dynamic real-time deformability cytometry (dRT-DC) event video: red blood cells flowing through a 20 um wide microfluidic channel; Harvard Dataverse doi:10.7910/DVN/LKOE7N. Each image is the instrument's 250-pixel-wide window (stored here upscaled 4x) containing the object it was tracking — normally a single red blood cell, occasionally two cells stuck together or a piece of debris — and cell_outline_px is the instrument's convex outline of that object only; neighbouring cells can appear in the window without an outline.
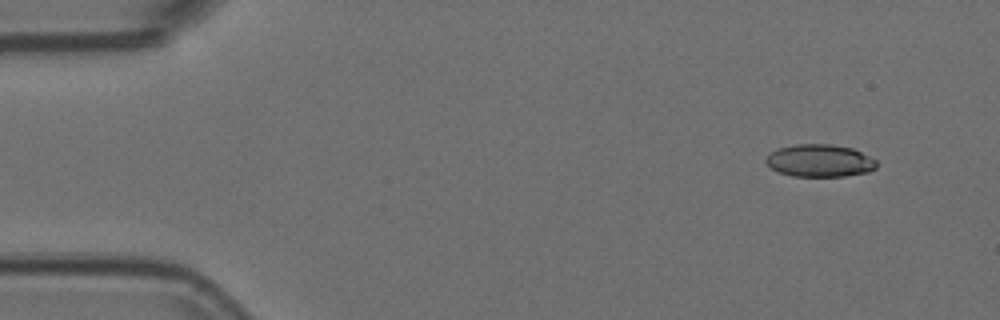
{"species": "Egyptian fruit bat (a non-hibernating species)", "species_latin": "Rousettus aegyptiacus", "temperature_condition": "room temperature", "stored_images_in_passage": 52, "camera_frame_rate_fps": 3000, "um_per_image_px": 0.085, "animal": {"sex": "female"}, "frame": {"image": 1, "passage_image": 1, "time_ms": 0.0, "image_size_px": [1000, 320], "cell_outline_px": [[876, 168], [868, 172], [844, 176], [792, 176], [780, 172], [772, 168], [764, 160], [768, 152], [776, 148], [796, 144], [832, 144], [852, 148], [876, 160]], "centroid_in_image_um": [69.64, 13.64], "position_along_channel_um": 15.4, "area_um2": 20.98}}
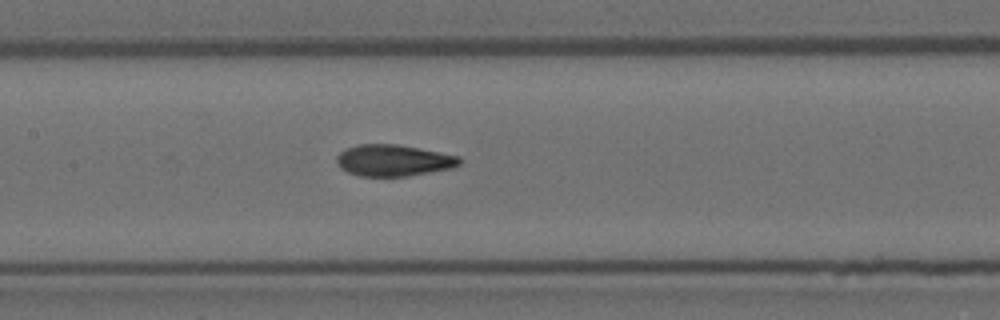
{"frame": {"image": 2, "passage_image": 22, "time_ms": 7.0, "image_size_px": [1000, 320], "cell_outline_px": [[460, 164], [452, 168], [408, 176], [360, 176], [348, 172], [340, 168], [336, 164], [336, 156], [340, 152], [348, 148], [360, 144], [396, 144], [440, 152], [460, 156]], "centroid_in_image_um": [33.43, 13.64], "position_along_channel_um": 174.0, "area_um2": 22.48}}
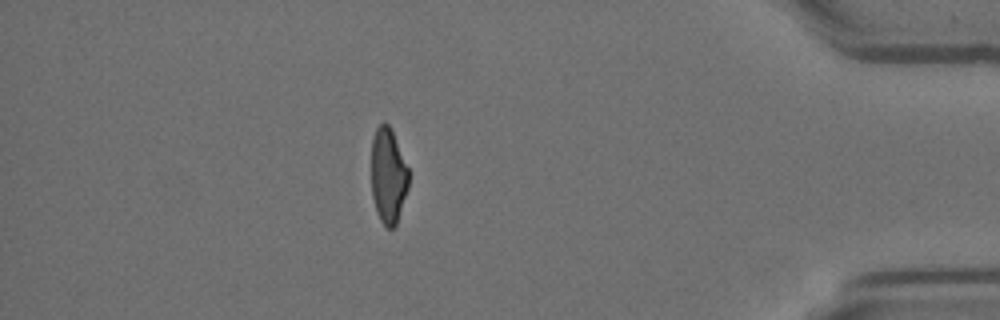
{"frame": {"image": 3, "passage_image": 44, "time_ms": 14.333, "image_size_px": [1000, 320], "cell_outline_px": [[408, 188], [396, 224], [392, 228], [388, 228], [380, 220], [376, 212], [372, 196], [372, 140], [376, 128], [384, 120], [388, 124], [392, 132], [408, 168]], "centroid_in_image_um": [32.98, 14.94], "position_along_channel_um": 402.2, "area_um2": 20.46}, "authors_computed_cell_mechanics": {"area_um2": 22.4842, "velocity_mm_per_s": 3.7334, "shape_relaxation_time_tau1_ms": 5.4583, "shape_relaxation_time_tau2_ms": 1.8368, "deformation_change_tau1": 0.1974, "deformation_change_tau2": 0.0713}}